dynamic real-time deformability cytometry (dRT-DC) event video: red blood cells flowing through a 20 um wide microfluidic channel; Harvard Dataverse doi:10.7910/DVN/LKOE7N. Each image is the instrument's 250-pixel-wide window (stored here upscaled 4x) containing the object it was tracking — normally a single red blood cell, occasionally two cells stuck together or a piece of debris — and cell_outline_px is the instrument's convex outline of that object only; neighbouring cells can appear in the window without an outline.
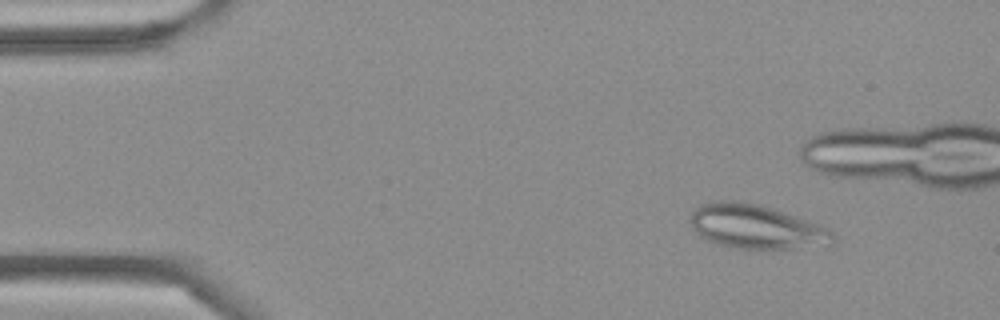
{"species": "Egyptian fruit bat (a non-hibernating species)", "species_latin": "Rousettus aegyptiacus", "temperature_condition": "cold", "stored_images_in_passage": 2, "camera_frame_rate_fps": 3000, "um_per_image_px": 0.085, "frame": {"image": 1, "passage_image": 2, "time_ms": 0.333, "image_size_px": [1000, 320], "cell_outline_px": [[836, 236], [832, 244], [788, 248], [728, 248], [712, 244], [700, 236], [692, 228], [688, 220], [692, 212], [700, 204], [712, 200], [740, 200], [760, 204], [820, 224], [828, 228]], "centroid_in_image_um": [64.2, 19.25], "position_along_channel_um": 20.8, "area_um2": 37.11}}